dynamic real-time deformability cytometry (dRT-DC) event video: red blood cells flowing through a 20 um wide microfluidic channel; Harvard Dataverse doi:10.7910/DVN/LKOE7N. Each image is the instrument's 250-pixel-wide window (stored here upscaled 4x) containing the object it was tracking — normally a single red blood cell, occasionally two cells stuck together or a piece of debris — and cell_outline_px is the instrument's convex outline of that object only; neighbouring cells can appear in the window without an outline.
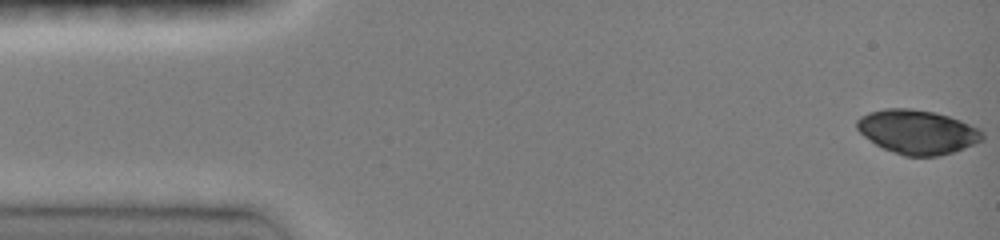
{"species": "common noctule bat (a hibernating species)", "species_latin": "Nyctalus noctula", "temperature_condition": "room temperature", "stored_images_in_passage": 46, "camera_frame_rate_fps": 3000, "um_per_image_px": 0.085, "animal": {"sex": "female", "body_mass_g": 19.0, "forearm_length_mm": 51.5}, "frame": {"image": 1, "passage_image": 1, "time_ms": 0.0, "image_size_px": [1000, 240], "cell_outline_px": [[984, 140], [964, 148], [952, 152], [936, 156], [904, 156], [884, 148], [876, 144], [864, 136], [856, 128], [856, 120], [860, 116], [868, 112], [884, 108], [912, 108], [936, 112], [960, 120], [980, 128], [984, 132]], "centroid_in_image_um": [77.99, 11.19], "position_along_channel_um": 7.0, "area_um2": 32.43}}